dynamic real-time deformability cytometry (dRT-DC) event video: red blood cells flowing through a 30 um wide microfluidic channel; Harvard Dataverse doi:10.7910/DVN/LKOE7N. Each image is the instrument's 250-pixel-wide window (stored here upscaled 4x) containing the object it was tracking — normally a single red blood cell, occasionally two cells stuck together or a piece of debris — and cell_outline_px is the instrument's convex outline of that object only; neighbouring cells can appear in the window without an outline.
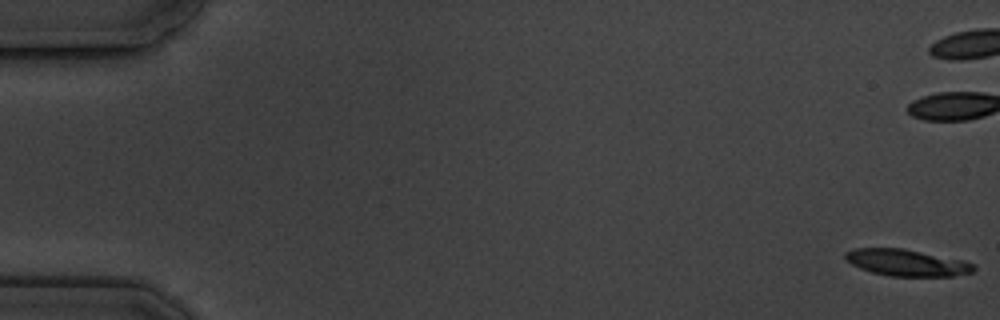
{"species": "common noctule bat (a hibernating species)", "species_latin": "Nyctalus noctula", "temperature_condition": "cold", "stored_images_in_passage": 6, "camera_frame_rate_fps": 3000, "um_per_image_px": 0.085, "animal": {"sex": "male", "body_mass_g": 19.5, "forearm_length_mm": 54.6}, "frame": {"image": 1, "passage_image": 1, "time_ms": 0.0, "image_size_px": [1000, 320], "cell_outline_px": [[976, 268], [972, 272], [952, 276], [888, 276], [872, 272], [860, 268], [852, 264], [844, 256], [844, 252], [856, 248], [904, 248], [964, 260], [976, 264]], "centroid_in_image_um": [77.1, 22.32], "position_along_channel_um": 7.9, "area_um2": 20.0}}